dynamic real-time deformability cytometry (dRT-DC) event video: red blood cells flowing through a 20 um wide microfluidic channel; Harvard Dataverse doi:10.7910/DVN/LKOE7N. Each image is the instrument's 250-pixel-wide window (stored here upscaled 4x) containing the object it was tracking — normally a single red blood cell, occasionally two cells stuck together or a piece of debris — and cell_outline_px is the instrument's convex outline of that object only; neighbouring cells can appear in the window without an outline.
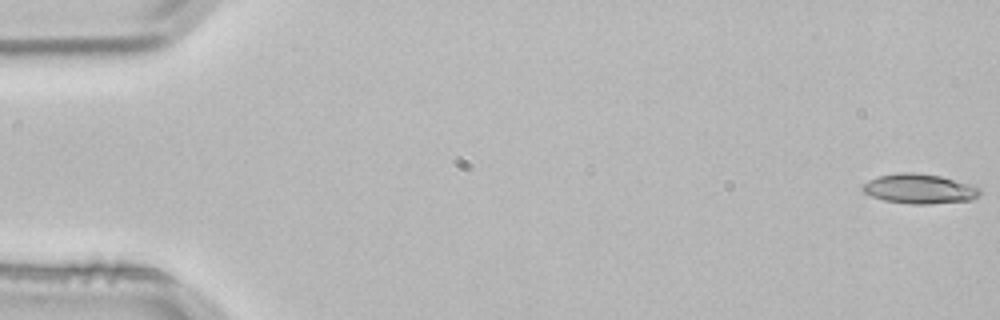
{"species": "common noctule bat (a hibernating species)", "species_latin": "Nyctalus noctula", "temperature_condition": "room temperature", "stored_images_in_passage": 4, "camera_frame_rate_fps": 3000, "um_per_image_px": 0.085, "animal": {"sex": "male", "body_mass_g": 21.5, "forearm_length_mm": 52.0}, "frame": {"image": 1, "passage_image": 1, "time_ms": 0.0, "image_size_px": [1000, 320], "cell_outline_px": [[980, 196], [972, 200], [928, 204], [908, 204], [884, 200], [872, 196], [864, 192], [860, 188], [868, 180], [876, 176], [900, 172], [912, 172], [940, 176], [968, 184], [980, 188]], "centroid_in_image_um": [78.12, 16.05], "position_along_channel_um": 6.9, "area_um2": 20.29}}